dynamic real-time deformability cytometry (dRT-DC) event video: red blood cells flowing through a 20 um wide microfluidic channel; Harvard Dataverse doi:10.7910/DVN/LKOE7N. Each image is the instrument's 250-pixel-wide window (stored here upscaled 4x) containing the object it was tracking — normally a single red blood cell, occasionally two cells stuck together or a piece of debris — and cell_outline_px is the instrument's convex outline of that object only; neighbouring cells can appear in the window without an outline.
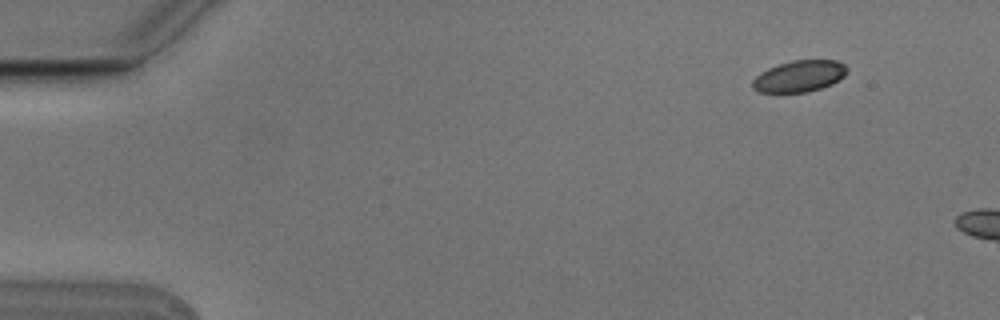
{"species": "Egyptian fruit bat (a non-hibernating species)", "species_latin": "Rousettus aegyptiacus", "temperature_condition": "cold", "stored_images_in_passage": 2, "camera_frame_rate_fps": 3000, "um_per_image_px": 0.085, "animal": {"sex": "male"}, "frame": {"image": 1, "passage_image": 1, "time_ms": 0.0, "image_size_px": [1000, 320], "cell_outline_px": [[848, 72], [844, 76], [832, 84], [808, 92], [760, 92], [752, 88], [752, 80], [760, 72], [768, 68], [792, 60], [836, 60], [844, 64], [848, 68]], "centroid_in_image_um": [67.95, 6.47], "position_along_channel_um": 17.0, "area_um2": 17.34}}